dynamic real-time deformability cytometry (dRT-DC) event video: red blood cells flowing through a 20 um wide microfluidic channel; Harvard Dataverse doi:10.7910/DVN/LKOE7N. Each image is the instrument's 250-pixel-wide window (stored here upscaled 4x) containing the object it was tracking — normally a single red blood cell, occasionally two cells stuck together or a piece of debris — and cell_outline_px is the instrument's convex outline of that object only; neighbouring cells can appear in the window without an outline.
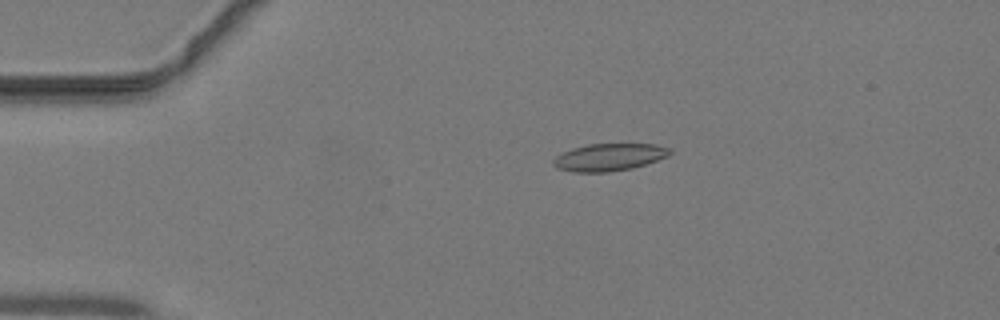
{"species": "common noctule bat (a hibernating species)", "species_latin": "Nyctalus noctula", "temperature_condition": "warm", "stored_images_in_passage": 40, "camera_frame_rate_fps": 3000, "um_per_image_px": 0.085, "animal": {"sex": "male", "body_mass_g": 19.2, "forearm_length_mm": 51.8}, "frame": {"image": 1, "passage_image": 5, "time_ms": 1.333, "image_size_px": [1000, 320], "cell_outline_px": [[672, 152], [668, 156], [632, 168], [608, 172], [572, 172], [556, 168], [552, 164], [552, 160], [556, 156], [572, 148], [588, 144], [656, 144], [672, 148]], "centroid_in_image_um": [51.76, 13.36], "position_along_channel_um": 33.2, "area_um2": 18.61}}
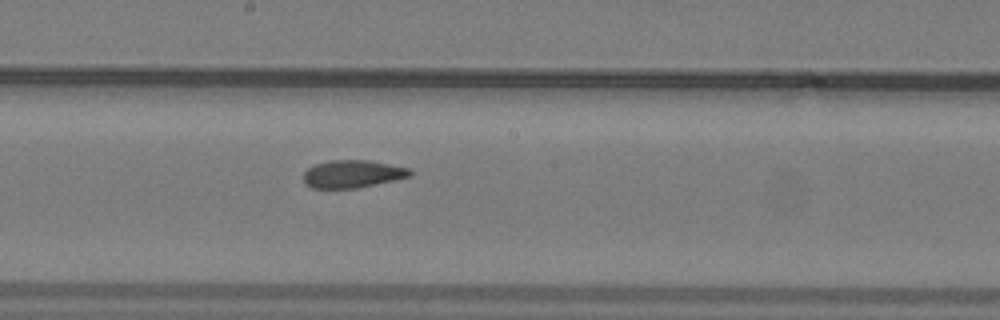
{"frame": {"image": 2, "passage_image": 20, "time_ms": 6.333, "image_size_px": [1000, 320], "cell_outline_px": [[412, 176], [396, 180], [356, 188], [312, 188], [304, 184], [304, 172], [308, 168], [316, 164], [328, 160], [372, 160], [408, 168], [412, 172]], "centroid_in_image_um": [29.97, 14.78], "position_along_channel_um": 218.2, "area_um2": 17.28}}
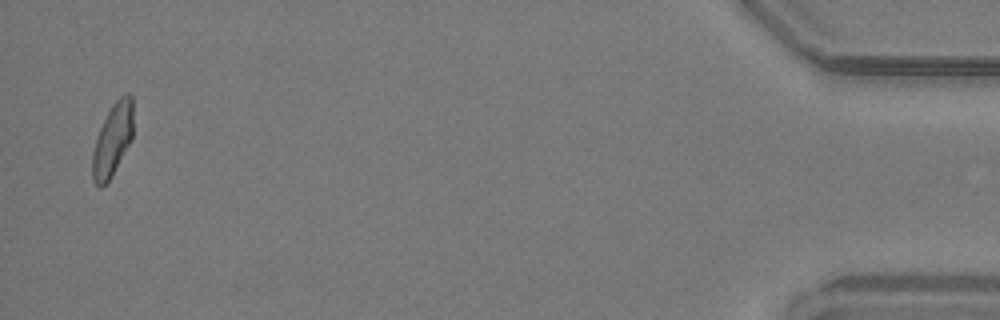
{"frame": {"image": 3, "passage_image": 39, "time_ms": 12.667, "image_size_px": [1000, 320], "cell_outline_px": [[132, 140], [112, 176], [100, 188], [92, 180], [92, 152], [96, 136], [112, 104], [120, 96], [128, 92], [132, 96]], "centroid_in_image_um": [9.56, 11.89], "position_along_channel_um": 425.6, "area_um2": 17.28}}